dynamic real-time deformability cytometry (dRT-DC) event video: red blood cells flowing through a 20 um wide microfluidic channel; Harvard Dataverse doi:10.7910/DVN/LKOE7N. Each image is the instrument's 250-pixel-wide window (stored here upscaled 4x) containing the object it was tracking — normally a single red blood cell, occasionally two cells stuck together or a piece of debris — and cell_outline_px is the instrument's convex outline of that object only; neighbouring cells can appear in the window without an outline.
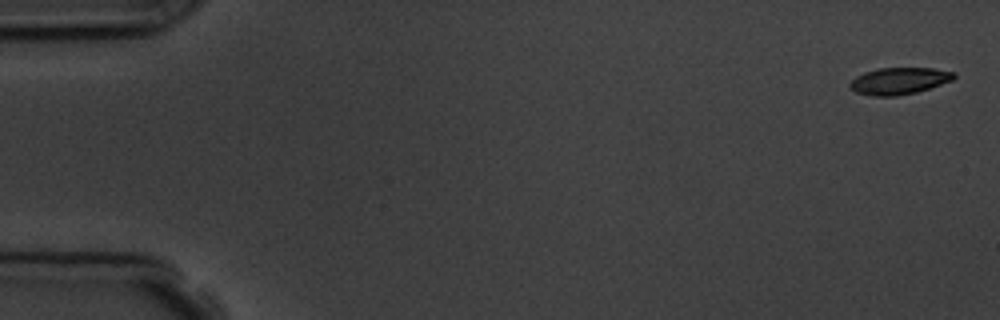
{"species": "common noctule bat (a hibernating species)", "species_latin": "Nyctalus noctula", "temperature_condition": "room temperature", "stored_images_in_passage": 6, "camera_frame_rate_fps": 3000, "um_per_image_px": 0.085, "animal": {"sex": "male", "body_mass_g": 19.5, "forearm_length_mm": 54.6}, "frame": {"image": 1, "passage_image": 1, "time_ms": 0.0, "image_size_px": [1000, 320], "cell_outline_px": [[956, 76], [952, 80], [916, 92], [896, 96], [872, 96], [856, 92], [848, 88], [848, 84], [856, 76], [864, 72], [880, 68], [932, 68], [956, 72]], "centroid_in_image_um": [76.39, 6.87], "position_along_channel_um": 8.6, "area_um2": 16.24}}
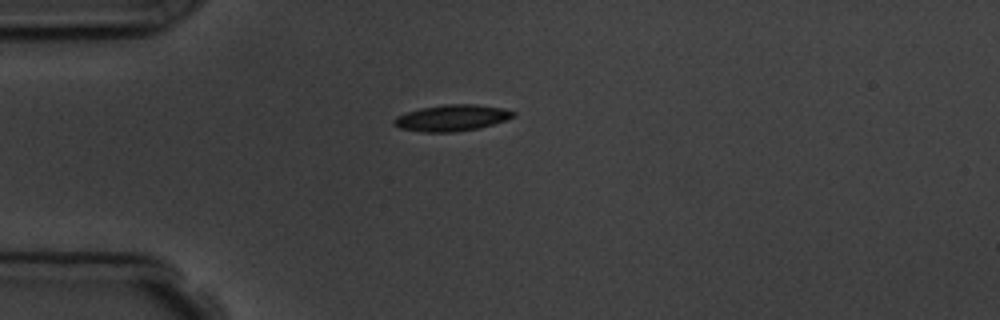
{"frame": {"image": 2, "passage_image": 4, "time_ms": 4.333, "image_size_px": [1000, 320], "cell_outline_px": [[516, 116], [480, 128], [452, 132], [424, 132], [400, 128], [392, 124], [392, 120], [396, 116], [420, 108], [444, 104], [476, 104], [504, 108], [516, 112]], "centroid_in_image_um": [38.4, 10.01], "position_along_channel_um": 46.6, "area_um2": 18.32}}